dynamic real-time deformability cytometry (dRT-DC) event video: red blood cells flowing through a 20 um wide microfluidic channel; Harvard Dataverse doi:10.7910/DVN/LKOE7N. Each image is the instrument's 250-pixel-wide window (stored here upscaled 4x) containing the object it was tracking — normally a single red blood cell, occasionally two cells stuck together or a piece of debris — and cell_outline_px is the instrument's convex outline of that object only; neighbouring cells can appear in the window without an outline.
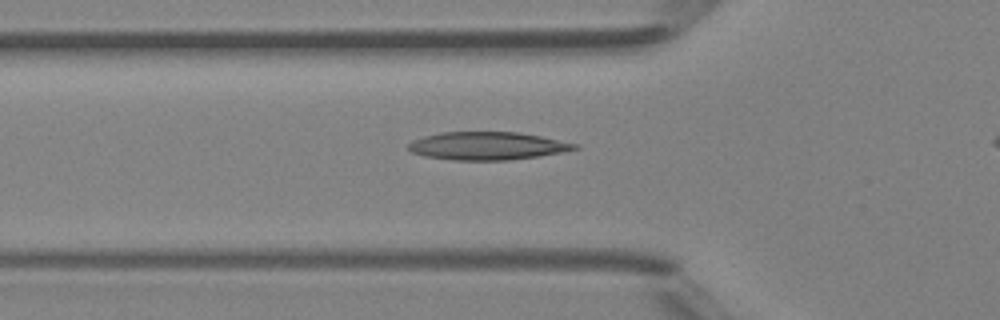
{"species": "Egyptian fruit bat (a non-hibernating species)", "species_latin": "Rousettus aegyptiacus", "temperature_condition": "room temperature", "stored_images_in_passage": 31, "camera_frame_rate_fps": 3000, "um_per_image_px": 0.085, "animal": {"sex": "female"}, "frame": {"image": 1, "passage_image": 6, "time_ms": 1.667, "image_size_px": [1000, 320], "cell_outline_px": [[580, 148], [540, 156], [508, 160], [452, 160], [424, 156], [412, 152], [408, 148], [408, 144], [412, 140], [424, 136], [440, 132], [520, 132], [580, 144]], "centroid_in_image_um": [41.43, 12.4], "position_along_channel_um": 84.4, "area_um2": 27.17}}
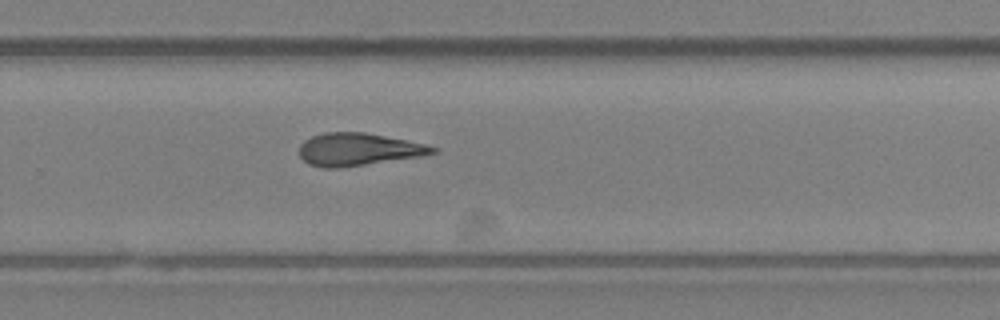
{"frame": {"image": 2, "passage_image": 21, "time_ms": 6.667, "image_size_px": [1000, 320], "cell_outline_px": [[440, 148], [436, 152], [420, 156], [336, 168], [324, 168], [308, 164], [300, 156], [300, 144], [304, 140], [312, 136], [324, 132], [364, 132], [424, 144]], "centroid_in_image_um": [30.41, 12.69], "position_along_channel_um": 299.4, "area_um2": 24.91}}
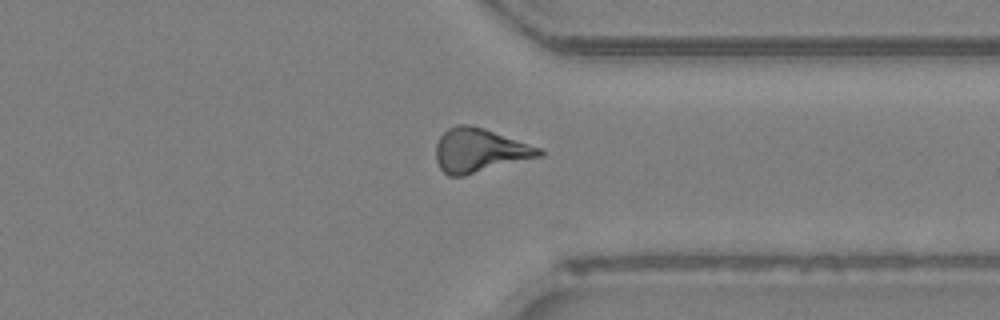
{"frame": {"image": 3, "passage_image": 26, "time_ms": 8.333, "image_size_px": [1000, 320], "cell_outline_px": [[544, 156], [464, 176], [448, 176], [440, 168], [436, 160], [436, 144], [440, 136], [448, 128], [456, 124], [468, 124], [484, 128], [540, 148], [544, 152]], "centroid_in_image_um": [40.76, 12.79], "position_along_channel_um": 370.6, "area_um2": 26.53}}